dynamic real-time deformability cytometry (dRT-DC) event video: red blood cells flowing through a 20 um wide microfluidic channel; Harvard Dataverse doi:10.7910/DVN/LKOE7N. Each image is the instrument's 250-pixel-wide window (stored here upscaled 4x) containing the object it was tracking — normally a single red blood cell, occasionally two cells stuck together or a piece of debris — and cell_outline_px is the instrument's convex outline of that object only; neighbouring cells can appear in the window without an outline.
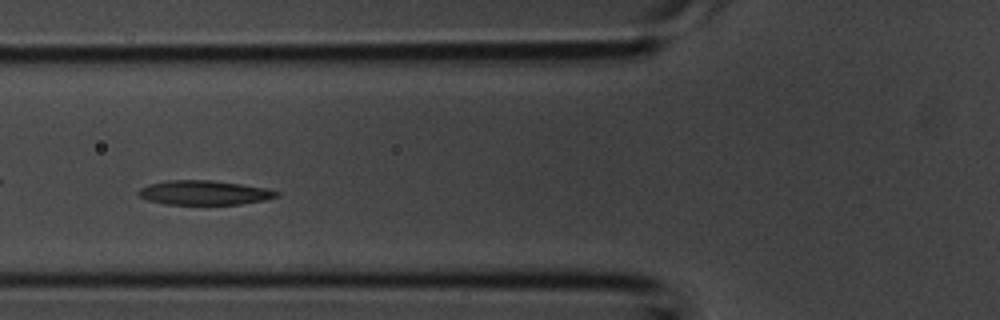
{"species": "common noctule bat (a hibernating species)", "species_latin": "Nyctalus noctula", "temperature_condition": "room temperature", "stored_images_in_passage": 27, "camera_frame_rate_fps": 3000, "um_per_image_px": 0.085, "animal": {"sex": "male", "body_mass_g": 20.1, "forearm_length_mm": 53.5}, "frame": {"image": 1, "passage_image": 4, "time_ms": 1.0, "image_size_px": [1000, 320], "cell_outline_px": [[280, 196], [264, 200], [240, 204], [164, 204], [148, 200], [140, 196], [136, 192], [140, 188], [148, 184], [164, 180], [212, 180], [240, 184], [264, 188], [280, 192]], "centroid_in_image_um": [17.32, 16.37], "position_along_channel_um": 108.5, "area_um2": 19.59}}
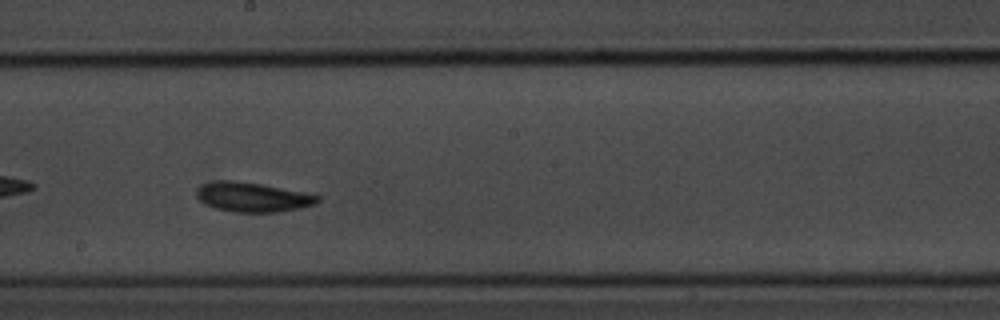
{"frame": {"image": 2, "passage_image": 11, "time_ms": 3.333, "image_size_px": [1000, 320], "cell_outline_px": [[320, 200], [316, 204], [300, 208], [280, 212], [236, 212], [216, 208], [204, 204], [196, 196], [196, 188], [200, 184], [212, 180], [236, 180], [264, 184], [308, 192], [320, 196]], "centroid_in_image_um": [21.47, 16.73], "position_along_channel_um": 226.7, "area_um2": 21.39}}
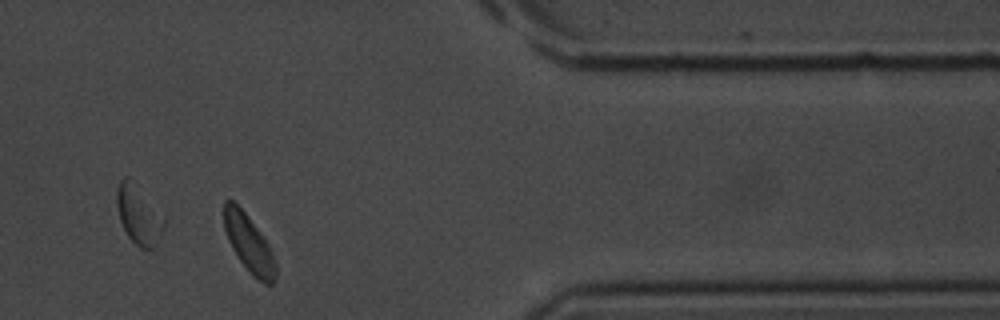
{"frame": {"image": 3, "passage_image": 22, "time_ms": 7.0, "image_size_px": [1000, 320], "cell_outline_px": [[276, 276], [272, 284], [264, 284], [252, 276], [240, 260], [232, 248], [228, 240], [224, 228], [224, 200], [232, 200], [248, 216], [268, 244], [276, 264]], "centroid_in_image_um": [21.15, 20.73], "position_along_channel_um": 390.2, "area_um2": 16.99}}